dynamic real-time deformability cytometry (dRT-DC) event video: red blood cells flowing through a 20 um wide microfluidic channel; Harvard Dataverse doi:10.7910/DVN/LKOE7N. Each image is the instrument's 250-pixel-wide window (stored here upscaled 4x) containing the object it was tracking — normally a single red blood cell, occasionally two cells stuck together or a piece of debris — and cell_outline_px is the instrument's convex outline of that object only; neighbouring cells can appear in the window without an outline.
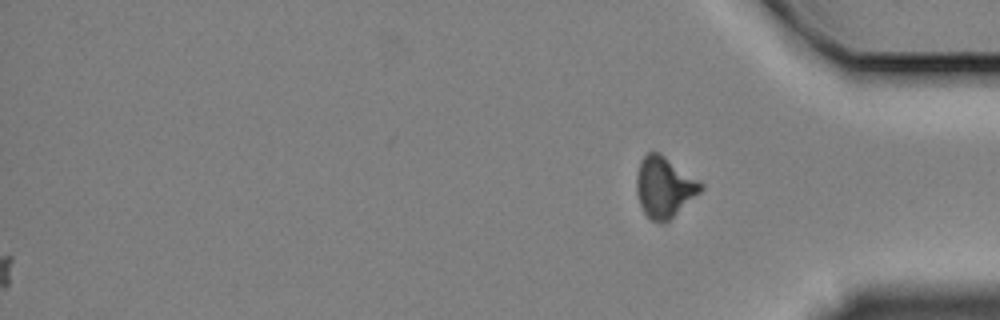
{"species": "Egyptian fruit bat (a non-hibernating species)", "species_latin": "Rousettus aegyptiacus", "temperature_condition": "cold", "stored_images_in_passage": 52, "camera_frame_rate_fps": 3000, "um_per_image_px": 0.085, "animal": {"sex": "female"}, "frame": {"image": 1, "passage_image": 52, "time_ms": 17.0, "image_size_px": [1000, 320], "cell_outline_px": [[704, 188], [700, 192], [664, 224], [652, 220], [644, 212], [640, 204], [636, 188], [636, 176], [640, 160], [648, 152], [660, 152], [704, 184]], "centroid_in_image_um": [56.45, 15.88], "position_along_channel_um": 378.7, "area_um2": 22.54}}